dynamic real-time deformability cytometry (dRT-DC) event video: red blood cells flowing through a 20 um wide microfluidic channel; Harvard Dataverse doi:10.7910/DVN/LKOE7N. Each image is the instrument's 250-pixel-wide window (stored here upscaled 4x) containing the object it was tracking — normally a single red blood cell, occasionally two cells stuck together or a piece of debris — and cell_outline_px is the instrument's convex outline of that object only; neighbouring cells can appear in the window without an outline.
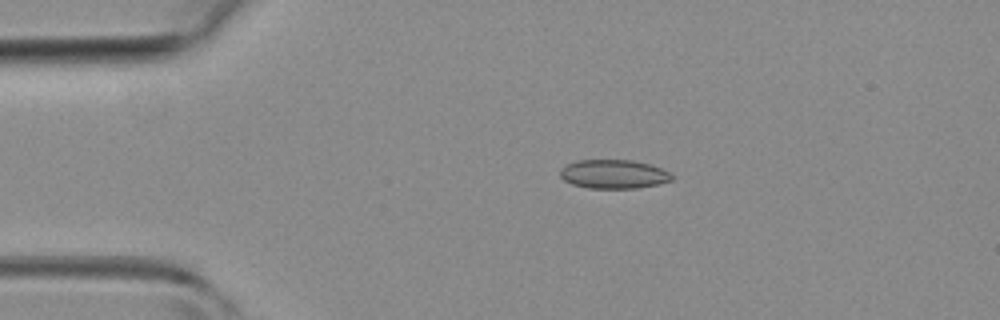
{"species": "common noctule bat (a hibernating species)", "species_latin": "Nyctalus noctula", "temperature_condition": "room temperature", "stored_images_in_passage": 4, "camera_frame_rate_fps": 3000, "um_per_image_px": 0.085, "animal": {"sex": "female", "body_mass_g": 19.3, "forearm_length_mm": 54.1}, "frame": {"image": 1, "passage_image": 3, "time_ms": 2.333, "image_size_px": [1000, 320], "cell_outline_px": [[672, 180], [656, 184], [636, 188], [588, 188], [572, 184], [564, 180], [560, 176], [560, 168], [568, 164], [580, 160], [632, 160], [648, 164], [660, 168], [668, 172], [672, 176]], "centroid_in_image_um": [52.12, 14.8], "position_along_channel_um": 32.9, "area_um2": 18.55}}